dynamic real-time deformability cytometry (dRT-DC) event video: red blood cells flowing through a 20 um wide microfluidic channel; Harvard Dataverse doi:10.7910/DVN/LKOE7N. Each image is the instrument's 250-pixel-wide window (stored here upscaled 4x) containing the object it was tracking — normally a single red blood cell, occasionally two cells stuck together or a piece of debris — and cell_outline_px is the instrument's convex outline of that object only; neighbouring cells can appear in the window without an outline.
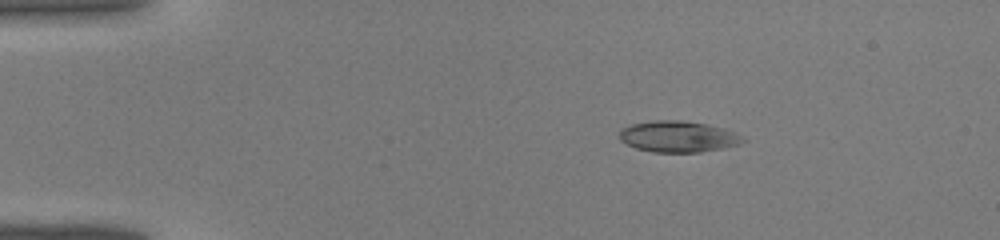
{"species": "common noctule bat (a hibernating species)", "species_latin": "Nyctalus noctula", "temperature_condition": "warm", "stored_images_in_passage": 42, "camera_frame_rate_fps": 3000, "um_per_image_px": 0.085, "animal": {"sex": "male", "body_mass_g": 19.0, "forearm_length_mm": 50.8}, "frame": {"image": 1, "passage_image": 7, "time_ms": 2.0, "image_size_px": [1000, 240], "cell_outline_px": [[748, 140], [740, 144], [700, 152], [652, 152], [636, 148], [620, 140], [620, 128], [632, 124], [656, 120], [680, 120], [708, 124], [724, 128], [736, 132]], "centroid_in_image_um": [57.67, 11.6], "position_along_channel_um": 27.3, "area_um2": 22.48}}
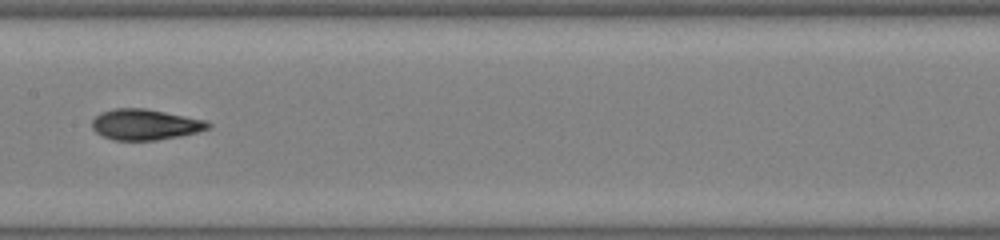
{"frame": {"image": 2, "passage_image": 22, "time_ms": 7.0, "image_size_px": [1000, 240], "cell_outline_px": [[212, 124], [208, 128], [196, 132], [180, 136], [156, 140], [112, 140], [96, 132], [92, 128], [92, 120], [100, 112], [116, 108], [144, 108], [204, 120]], "centroid_in_image_um": [12.3, 10.58], "position_along_channel_um": 195.1, "area_um2": 20.58}}
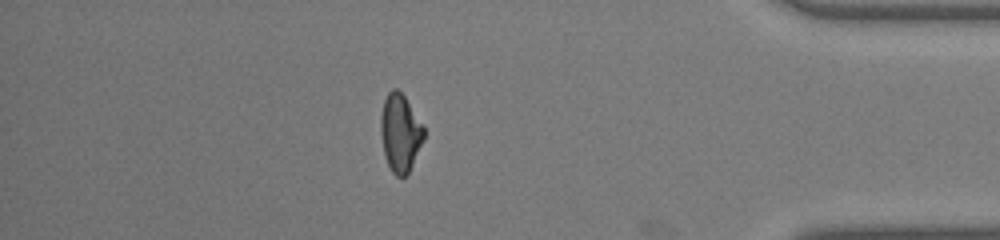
{"frame": {"image": 3, "passage_image": 37, "time_ms": 12.0, "image_size_px": [1000, 240], "cell_outline_px": [[424, 140], [408, 172], [404, 176], [396, 176], [392, 172], [384, 156], [380, 132], [380, 116], [384, 100], [388, 92], [392, 88], [396, 88], [404, 96], [424, 128]], "centroid_in_image_um": [33.99, 11.29], "position_along_channel_um": 401.2, "area_um2": 19.36}}